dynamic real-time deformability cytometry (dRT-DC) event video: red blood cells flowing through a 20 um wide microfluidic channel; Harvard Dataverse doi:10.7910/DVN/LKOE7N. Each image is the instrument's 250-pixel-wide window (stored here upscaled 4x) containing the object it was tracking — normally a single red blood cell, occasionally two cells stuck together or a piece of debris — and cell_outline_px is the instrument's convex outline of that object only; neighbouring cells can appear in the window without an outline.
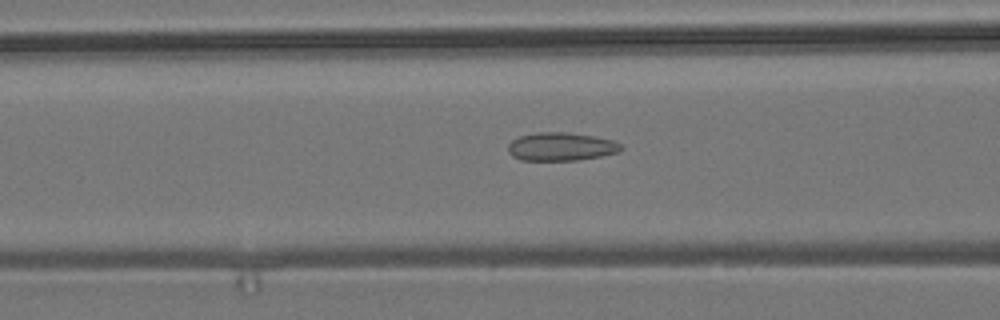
{"species": "common noctule bat (a hibernating species)", "species_latin": "Nyctalus noctula", "temperature_condition": "room temperature", "stored_images_in_passage": 40, "camera_frame_rate_fps": 3000, "um_per_image_px": 0.085, "animal": {"sex": "male", "body_mass_g": 19.2, "forearm_length_mm": 51.8}, "frame": {"image": 1, "passage_image": 9, "time_ms": 2.667, "image_size_px": [1000, 320], "cell_outline_px": [[624, 148], [620, 152], [600, 156], [576, 160], [520, 160], [512, 156], [508, 152], [508, 144], [512, 140], [520, 136], [536, 132], [564, 132], [592, 136], [612, 140], [620, 144]], "centroid_in_image_um": [47.67, 12.47], "position_along_channel_um": 118.9, "area_um2": 18.55}}
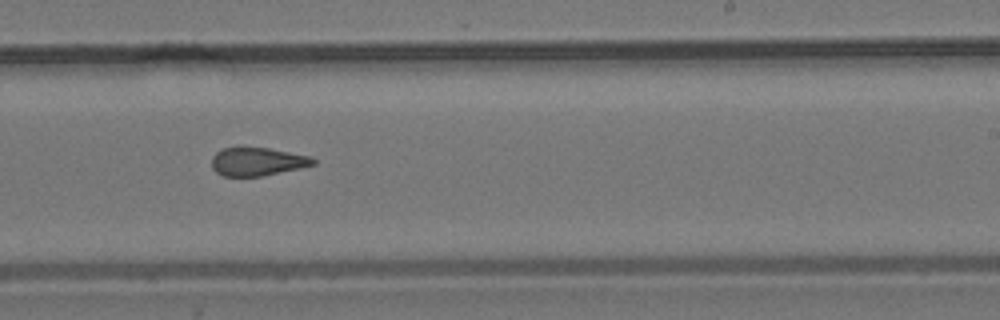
{"frame": {"image": 2, "passage_image": 21, "time_ms": 6.667, "image_size_px": [1000, 320], "cell_outline_px": [[316, 164], [300, 168], [260, 176], [224, 176], [216, 172], [212, 168], [212, 156], [216, 152], [224, 148], [236, 144], [268, 148], [312, 156], [316, 160]], "centroid_in_image_um": [21.85, 13.69], "position_along_channel_um": 267.2, "area_um2": 17.22}}
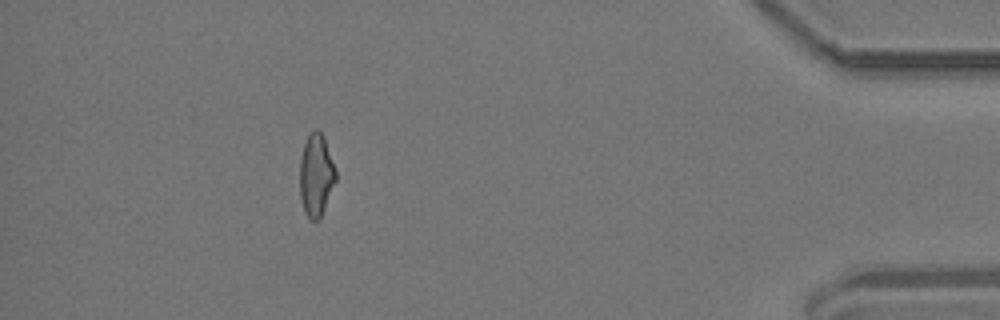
{"frame": {"image": 3, "passage_image": 37, "time_ms": 12.0, "image_size_px": [1000, 320], "cell_outline_px": [[336, 180], [324, 208], [320, 216], [316, 220], [312, 220], [304, 212], [300, 196], [300, 160], [304, 144], [312, 128], [316, 128], [324, 136], [336, 168]], "centroid_in_image_um": [26.87, 14.83], "position_along_channel_um": 408.3, "area_um2": 17.22}, "authors_computed_cell_mechanics": {"area_um2": 17.6868, "velocity_mm_per_s": 3.7074, "shape_relaxation_time_tau1_ms": null, "shape_relaxation_time_tau2_ms": 2.3286, "deformation_change_tau1": null, "deformation_change_tau2": 0.0897}}